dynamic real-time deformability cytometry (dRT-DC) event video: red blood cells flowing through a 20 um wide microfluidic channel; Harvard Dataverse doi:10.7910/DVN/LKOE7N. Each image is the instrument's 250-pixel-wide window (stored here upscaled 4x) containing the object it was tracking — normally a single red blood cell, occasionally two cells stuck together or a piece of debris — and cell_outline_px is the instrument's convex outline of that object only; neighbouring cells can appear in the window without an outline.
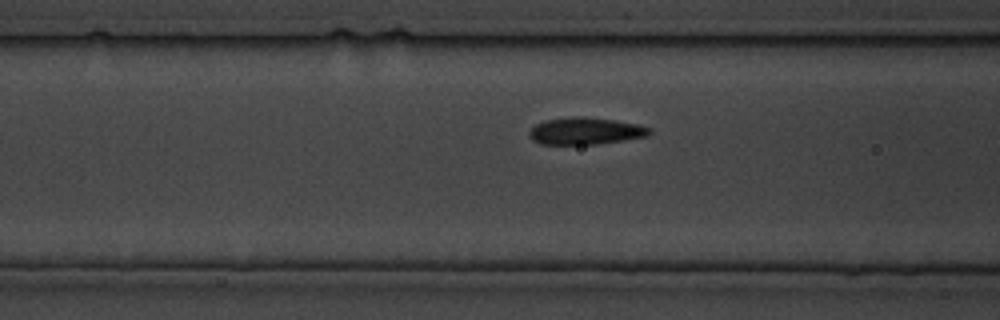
{"species": "common noctule bat (a hibernating species)", "species_latin": "Nyctalus noctula", "temperature_condition": "cold", "stored_images_in_passage": 7, "camera_frame_rate_fps": 3000, "um_per_image_px": 0.085, "animal": {"sex": "male", "body_mass_g": 19.5, "forearm_length_mm": 54.6}, "frame": {"image": 1, "passage_image": 5, "time_ms": 5.333, "image_size_px": [1000, 320], "cell_outline_px": [[652, 132], [648, 136], [624, 140], [596, 144], [540, 144], [532, 140], [528, 136], [528, 132], [536, 124], [544, 120], [576, 116], [584, 116], [616, 120], [636, 124], [652, 128]], "centroid_in_image_um": [49.76, 11.13], "position_along_channel_um": 116.8, "area_um2": 19.07}}